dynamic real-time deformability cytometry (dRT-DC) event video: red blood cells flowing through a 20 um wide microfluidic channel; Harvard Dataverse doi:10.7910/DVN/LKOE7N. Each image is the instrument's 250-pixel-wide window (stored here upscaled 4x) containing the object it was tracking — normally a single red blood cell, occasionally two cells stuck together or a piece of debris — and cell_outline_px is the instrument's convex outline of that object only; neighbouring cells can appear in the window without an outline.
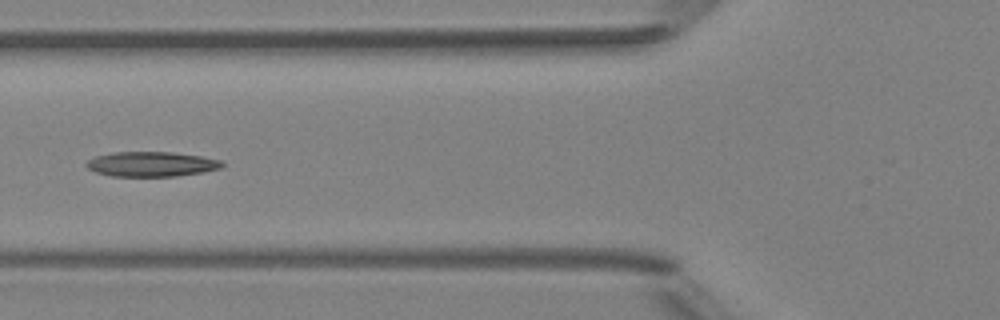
{"species": "Egyptian fruit bat (a non-hibernating species)", "species_latin": "Rousettus aegyptiacus", "temperature_condition": "room temperature", "stored_images_in_passage": 5, "camera_frame_rate_fps": 3000, "um_per_image_px": 0.085, "animal": {"sex": "female"}, "frame": {"image": 1, "passage_image": 5, "time_ms": 4.333, "image_size_px": [1000, 320], "cell_outline_px": [[224, 164], [220, 168], [200, 172], [176, 176], [112, 176], [96, 172], [88, 168], [84, 164], [88, 160], [96, 156], [112, 152], [172, 152], [200, 156], [220, 160]], "centroid_in_image_um": [12.83, 13.94], "position_along_channel_um": 113.0, "area_um2": 19.48}}